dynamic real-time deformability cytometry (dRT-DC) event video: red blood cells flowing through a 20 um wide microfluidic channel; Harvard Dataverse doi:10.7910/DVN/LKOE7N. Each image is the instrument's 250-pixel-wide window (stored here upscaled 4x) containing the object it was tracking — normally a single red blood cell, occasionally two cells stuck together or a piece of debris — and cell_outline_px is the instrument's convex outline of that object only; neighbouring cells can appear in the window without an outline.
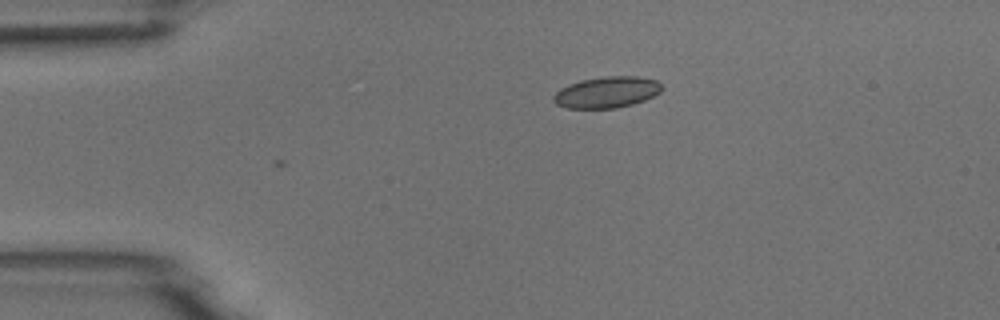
{"species": "common noctule bat (a hibernating species)", "species_latin": "Nyctalus noctula", "temperature_condition": "room temperature", "stored_images_in_passage": 5, "camera_frame_rate_fps": 3000, "um_per_image_px": 0.085, "animal": {"sex": "male", "body_mass_g": 18.8}, "frame": {"image": 1, "passage_image": 3, "time_ms": 3.333, "image_size_px": [1000, 320], "cell_outline_px": [[664, 88], [660, 92], [644, 100], [632, 104], [616, 108], [568, 108], [556, 104], [552, 100], [552, 96], [560, 88], [568, 84], [580, 80], [604, 76], [636, 76], [656, 80]], "centroid_in_image_um": [51.55, 7.83], "position_along_channel_um": 33.5, "area_um2": 19.77}}
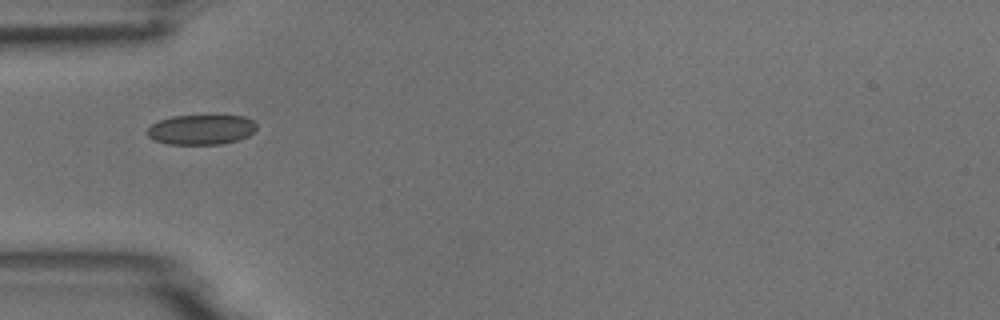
{"frame": {"image": 2, "passage_image": 5, "time_ms": 5.333, "image_size_px": [1000, 320], "cell_outline_px": [[256, 128], [248, 136], [236, 140], [220, 144], [168, 144], [156, 140], [148, 136], [148, 128], [152, 124], [160, 120], [172, 116], [244, 116], [252, 120], [256, 124]], "centroid_in_image_um": [17.1, 11.01], "position_along_channel_um": 67.9, "area_um2": 18.79}}